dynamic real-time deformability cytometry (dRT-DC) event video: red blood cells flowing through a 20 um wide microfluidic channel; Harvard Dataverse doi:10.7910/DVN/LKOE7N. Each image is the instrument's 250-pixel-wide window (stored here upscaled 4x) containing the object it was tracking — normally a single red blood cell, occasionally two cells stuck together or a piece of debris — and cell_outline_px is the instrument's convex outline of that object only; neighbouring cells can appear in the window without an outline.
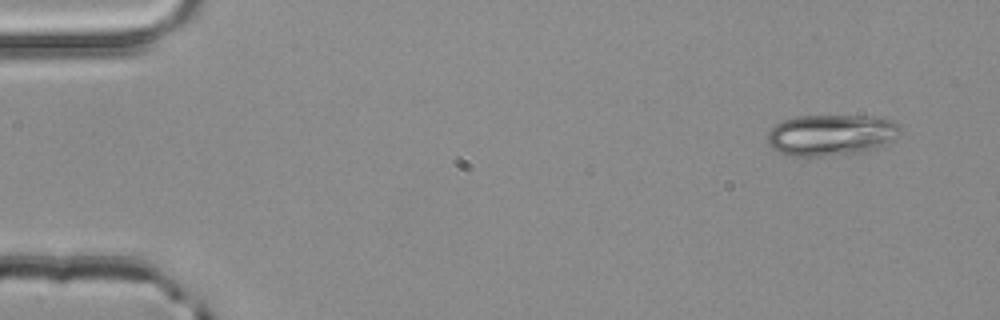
{"species": "common noctule bat (a hibernating species)", "species_latin": "Nyctalus noctula", "temperature_condition": "room temperature", "stored_images_in_passage": 49, "camera_frame_rate_fps": 3000, "um_per_image_px": 0.085, "animal": {"sex": "male", "body_mass_g": 20.4}, "frame": {"image": 1, "passage_image": 1, "time_ms": 0.0, "image_size_px": [1000, 320], "cell_outline_px": [[904, 132], [864, 152], [820, 156], [792, 156], [780, 152], [772, 148], [768, 144], [768, 132], [776, 124], [784, 120], [796, 116], [864, 116], [892, 120], [900, 124]], "centroid_in_image_um": [70.62, 11.46], "position_along_channel_um": 14.4, "area_um2": 31.5}}
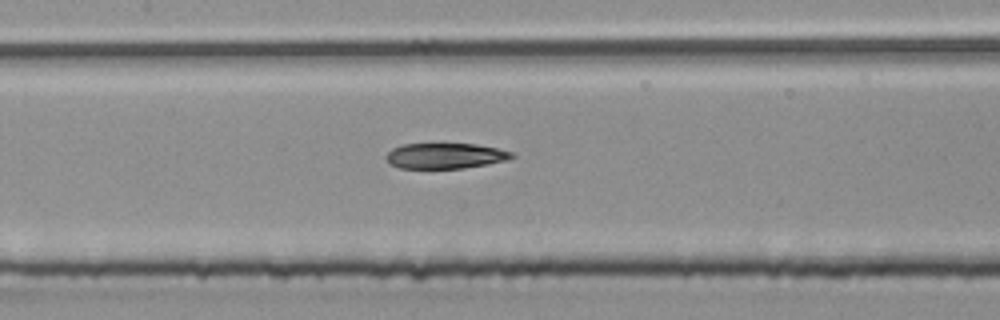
{"frame": {"image": 2, "passage_image": 22, "time_ms": 7.0, "image_size_px": [1000, 320], "cell_outline_px": [[516, 156], [508, 160], [488, 164], [464, 168], [400, 168], [388, 164], [384, 156], [392, 148], [404, 144], [476, 144], [496, 148], [512, 152]], "centroid_in_image_um": [37.83, 13.25], "position_along_channel_um": 169.6, "area_um2": 18.79}}
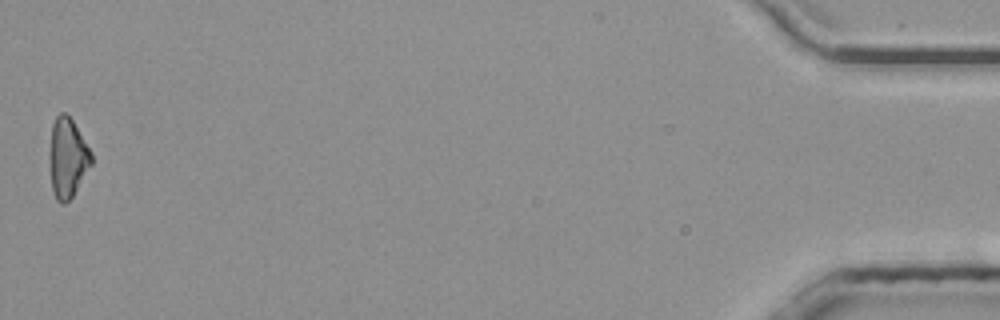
{"frame": {"image": 3, "passage_image": 49, "time_ms": 16.0, "image_size_px": [1000, 320], "cell_outline_px": [[92, 164], [72, 196], [64, 204], [56, 200], [52, 188], [52, 124], [56, 116], [60, 112], [64, 112], [72, 120], [92, 152]], "centroid_in_image_um": [5.79, 13.41], "position_along_channel_um": 429.4, "area_um2": 18.5}, "authors_computed_cell_mechanics": {"area_um2": 20.0566, "velocity_mm_per_s": 4.0102, "shape_relaxation_time_tau1_ms": 9.0989, "shape_relaxation_time_tau2_ms": null, "deformation_change_tau1": 0.2362, "deformation_change_tau2": null}}